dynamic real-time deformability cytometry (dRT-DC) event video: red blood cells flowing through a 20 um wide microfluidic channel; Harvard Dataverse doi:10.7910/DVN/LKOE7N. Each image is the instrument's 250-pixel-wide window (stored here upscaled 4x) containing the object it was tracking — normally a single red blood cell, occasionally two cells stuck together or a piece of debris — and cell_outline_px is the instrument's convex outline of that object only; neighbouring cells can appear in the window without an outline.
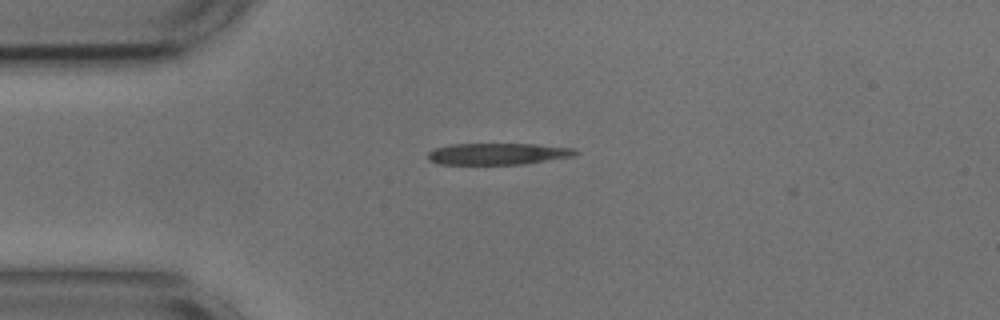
{"species": "common noctule bat (a hibernating species)", "species_latin": "Nyctalus noctula", "temperature_condition": "cold", "stored_images_in_passage": 4, "camera_frame_rate_fps": 3000, "um_per_image_px": 0.085, "animal": {"sex": "male", "body_mass_g": 17.9, "forearm_length_mm": 54.2}, "frame": {"image": 1, "passage_image": 2, "time_ms": 0.333, "image_size_px": [1000, 320], "cell_outline_px": [[580, 152], [576, 156], [524, 164], [440, 164], [428, 160], [428, 152], [432, 148], [448, 144], [536, 144], [576, 148]], "centroid_in_image_um": [42.35, 13.07], "position_along_channel_um": 42.7, "area_um2": 18.84}}